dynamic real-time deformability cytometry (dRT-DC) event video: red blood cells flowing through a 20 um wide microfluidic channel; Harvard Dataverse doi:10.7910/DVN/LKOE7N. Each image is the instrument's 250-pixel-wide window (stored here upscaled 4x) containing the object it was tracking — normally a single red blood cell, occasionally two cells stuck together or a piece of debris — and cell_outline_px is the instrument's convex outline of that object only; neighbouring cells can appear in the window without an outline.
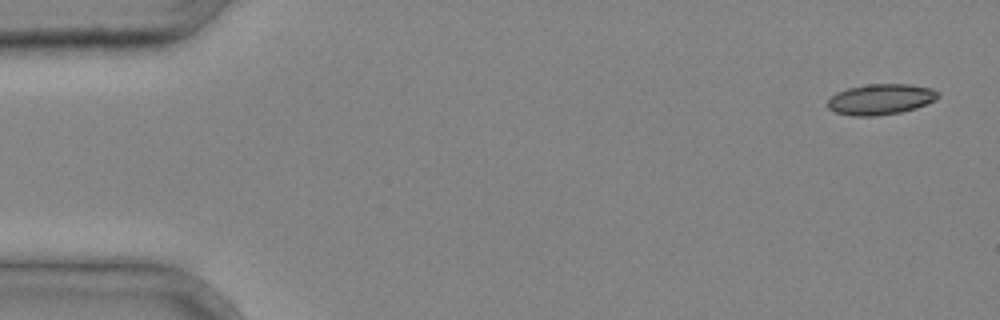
{"species": "common noctule bat (a hibernating species)", "species_latin": "Nyctalus noctula", "temperature_condition": "cold", "stored_images_in_passage": 3, "camera_frame_rate_fps": 3000, "um_per_image_px": 0.085, "animal": {"sex": "male", "body_mass_g": 20.4}, "frame": {"image": 1, "passage_image": 1, "time_ms": 0.0, "image_size_px": [1000, 320], "cell_outline_px": [[940, 96], [936, 100], [916, 108], [900, 112], [876, 116], [852, 116], [836, 112], [828, 108], [828, 100], [836, 92], [848, 88], [868, 84], [908, 84], [932, 88], [940, 92]], "centroid_in_image_um": [74.88, 8.43], "position_along_channel_um": 10.1, "area_um2": 19.83}}
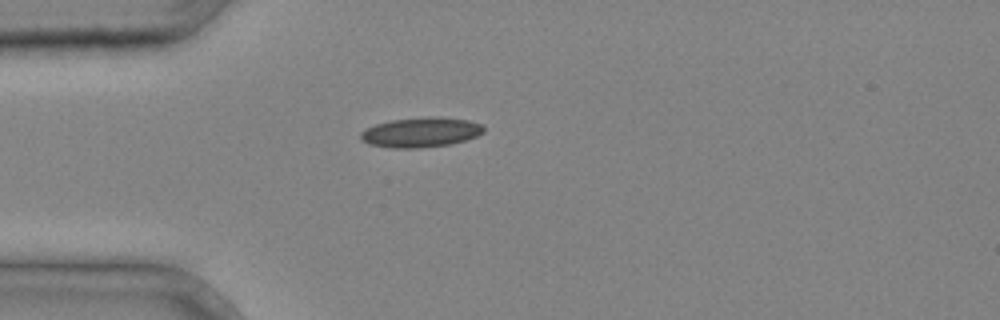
{"frame": {"image": 2, "passage_image": 3, "time_ms": 0.667, "image_size_px": [1000, 320], "cell_outline_px": [[484, 132], [476, 136], [464, 140], [448, 144], [420, 148], [392, 148], [368, 144], [360, 140], [360, 132], [376, 124], [392, 120], [428, 116], [436, 116], [468, 120], [484, 124]], "centroid_in_image_um": [35.77, 11.24], "position_along_channel_um": 49.2, "area_um2": 21.44}}